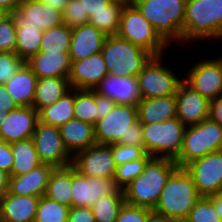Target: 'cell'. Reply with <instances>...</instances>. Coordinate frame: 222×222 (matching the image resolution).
<instances>
[{
	"label": "cell",
	"instance_id": "54",
	"mask_svg": "<svg viewBox=\"0 0 222 222\" xmlns=\"http://www.w3.org/2000/svg\"><path fill=\"white\" fill-rule=\"evenodd\" d=\"M146 222H175V221L152 210L149 213Z\"/></svg>",
	"mask_w": 222,
	"mask_h": 222
},
{
	"label": "cell",
	"instance_id": "25",
	"mask_svg": "<svg viewBox=\"0 0 222 222\" xmlns=\"http://www.w3.org/2000/svg\"><path fill=\"white\" fill-rule=\"evenodd\" d=\"M60 135L68 152L76 153L96 144L94 126L78 119H71L59 127Z\"/></svg>",
	"mask_w": 222,
	"mask_h": 222
},
{
	"label": "cell",
	"instance_id": "28",
	"mask_svg": "<svg viewBox=\"0 0 222 222\" xmlns=\"http://www.w3.org/2000/svg\"><path fill=\"white\" fill-rule=\"evenodd\" d=\"M70 90L68 77L38 78L32 106L39 112L57 102Z\"/></svg>",
	"mask_w": 222,
	"mask_h": 222
},
{
	"label": "cell",
	"instance_id": "3",
	"mask_svg": "<svg viewBox=\"0 0 222 222\" xmlns=\"http://www.w3.org/2000/svg\"><path fill=\"white\" fill-rule=\"evenodd\" d=\"M201 40L222 42V0H186L182 43Z\"/></svg>",
	"mask_w": 222,
	"mask_h": 222
},
{
	"label": "cell",
	"instance_id": "9",
	"mask_svg": "<svg viewBox=\"0 0 222 222\" xmlns=\"http://www.w3.org/2000/svg\"><path fill=\"white\" fill-rule=\"evenodd\" d=\"M218 150H222V126L208 118L186 127L181 153L174 161L178 167H185Z\"/></svg>",
	"mask_w": 222,
	"mask_h": 222
},
{
	"label": "cell",
	"instance_id": "37",
	"mask_svg": "<svg viewBox=\"0 0 222 222\" xmlns=\"http://www.w3.org/2000/svg\"><path fill=\"white\" fill-rule=\"evenodd\" d=\"M70 207L49 199L40 197L34 222H67Z\"/></svg>",
	"mask_w": 222,
	"mask_h": 222
},
{
	"label": "cell",
	"instance_id": "58",
	"mask_svg": "<svg viewBox=\"0 0 222 222\" xmlns=\"http://www.w3.org/2000/svg\"><path fill=\"white\" fill-rule=\"evenodd\" d=\"M5 14L6 12L2 8H0V18H2Z\"/></svg>",
	"mask_w": 222,
	"mask_h": 222
},
{
	"label": "cell",
	"instance_id": "48",
	"mask_svg": "<svg viewBox=\"0 0 222 222\" xmlns=\"http://www.w3.org/2000/svg\"><path fill=\"white\" fill-rule=\"evenodd\" d=\"M209 118L222 126V95L210 101Z\"/></svg>",
	"mask_w": 222,
	"mask_h": 222
},
{
	"label": "cell",
	"instance_id": "12",
	"mask_svg": "<svg viewBox=\"0 0 222 222\" xmlns=\"http://www.w3.org/2000/svg\"><path fill=\"white\" fill-rule=\"evenodd\" d=\"M189 64L183 80L209 101L222 95V64L215 55ZM190 69V70H189Z\"/></svg>",
	"mask_w": 222,
	"mask_h": 222
},
{
	"label": "cell",
	"instance_id": "1",
	"mask_svg": "<svg viewBox=\"0 0 222 222\" xmlns=\"http://www.w3.org/2000/svg\"><path fill=\"white\" fill-rule=\"evenodd\" d=\"M97 144L144 146L142 124L137 105L116 104L112 111L94 125Z\"/></svg>",
	"mask_w": 222,
	"mask_h": 222
},
{
	"label": "cell",
	"instance_id": "8",
	"mask_svg": "<svg viewBox=\"0 0 222 222\" xmlns=\"http://www.w3.org/2000/svg\"><path fill=\"white\" fill-rule=\"evenodd\" d=\"M117 36L141 47L153 56L164 55L167 47L170 48L132 3L124 5Z\"/></svg>",
	"mask_w": 222,
	"mask_h": 222
},
{
	"label": "cell",
	"instance_id": "16",
	"mask_svg": "<svg viewBox=\"0 0 222 222\" xmlns=\"http://www.w3.org/2000/svg\"><path fill=\"white\" fill-rule=\"evenodd\" d=\"M11 14L16 27H40L44 31L63 25L62 12L39 0H22Z\"/></svg>",
	"mask_w": 222,
	"mask_h": 222
},
{
	"label": "cell",
	"instance_id": "40",
	"mask_svg": "<svg viewBox=\"0 0 222 222\" xmlns=\"http://www.w3.org/2000/svg\"><path fill=\"white\" fill-rule=\"evenodd\" d=\"M16 25L11 13L0 18V52H15Z\"/></svg>",
	"mask_w": 222,
	"mask_h": 222
},
{
	"label": "cell",
	"instance_id": "13",
	"mask_svg": "<svg viewBox=\"0 0 222 222\" xmlns=\"http://www.w3.org/2000/svg\"><path fill=\"white\" fill-rule=\"evenodd\" d=\"M32 139L42 164L54 168L72 164L73 156L65 147L58 127L38 121Z\"/></svg>",
	"mask_w": 222,
	"mask_h": 222
},
{
	"label": "cell",
	"instance_id": "39",
	"mask_svg": "<svg viewBox=\"0 0 222 222\" xmlns=\"http://www.w3.org/2000/svg\"><path fill=\"white\" fill-rule=\"evenodd\" d=\"M183 222H222L208 197H200Z\"/></svg>",
	"mask_w": 222,
	"mask_h": 222
},
{
	"label": "cell",
	"instance_id": "11",
	"mask_svg": "<svg viewBox=\"0 0 222 222\" xmlns=\"http://www.w3.org/2000/svg\"><path fill=\"white\" fill-rule=\"evenodd\" d=\"M201 197L222 194V150L198 158L185 166Z\"/></svg>",
	"mask_w": 222,
	"mask_h": 222
},
{
	"label": "cell",
	"instance_id": "7",
	"mask_svg": "<svg viewBox=\"0 0 222 222\" xmlns=\"http://www.w3.org/2000/svg\"><path fill=\"white\" fill-rule=\"evenodd\" d=\"M141 124L147 154L173 160L179 156L186 126L177 117L161 123Z\"/></svg>",
	"mask_w": 222,
	"mask_h": 222
},
{
	"label": "cell",
	"instance_id": "2",
	"mask_svg": "<svg viewBox=\"0 0 222 222\" xmlns=\"http://www.w3.org/2000/svg\"><path fill=\"white\" fill-rule=\"evenodd\" d=\"M177 167L173 159L152 157L143 173L123 189L125 202L153 210L167 179Z\"/></svg>",
	"mask_w": 222,
	"mask_h": 222
},
{
	"label": "cell",
	"instance_id": "17",
	"mask_svg": "<svg viewBox=\"0 0 222 222\" xmlns=\"http://www.w3.org/2000/svg\"><path fill=\"white\" fill-rule=\"evenodd\" d=\"M175 98L176 116L186 127L209 118L210 101L184 80L178 85Z\"/></svg>",
	"mask_w": 222,
	"mask_h": 222
},
{
	"label": "cell",
	"instance_id": "56",
	"mask_svg": "<svg viewBox=\"0 0 222 222\" xmlns=\"http://www.w3.org/2000/svg\"><path fill=\"white\" fill-rule=\"evenodd\" d=\"M7 113H8V108H0V126L3 120L5 119Z\"/></svg>",
	"mask_w": 222,
	"mask_h": 222
},
{
	"label": "cell",
	"instance_id": "10",
	"mask_svg": "<svg viewBox=\"0 0 222 222\" xmlns=\"http://www.w3.org/2000/svg\"><path fill=\"white\" fill-rule=\"evenodd\" d=\"M163 57L153 56L137 75L141 99L176 95L183 76L174 72Z\"/></svg>",
	"mask_w": 222,
	"mask_h": 222
},
{
	"label": "cell",
	"instance_id": "21",
	"mask_svg": "<svg viewBox=\"0 0 222 222\" xmlns=\"http://www.w3.org/2000/svg\"><path fill=\"white\" fill-rule=\"evenodd\" d=\"M106 35L94 25L83 24L72 29L70 61H77L101 52Z\"/></svg>",
	"mask_w": 222,
	"mask_h": 222
},
{
	"label": "cell",
	"instance_id": "53",
	"mask_svg": "<svg viewBox=\"0 0 222 222\" xmlns=\"http://www.w3.org/2000/svg\"><path fill=\"white\" fill-rule=\"evenodd\" d=\"M215 208L220 220L222 221V194H217L208 197Z\"/></svg>",
	"mask_w": 222,
	"mask_h": 222
},
{
	"label": "cell",
	"instance_id": "24",
	"mask_svg": "<svg viewBox=\"0 0 222 222\" xmlns=\"http://www.w3.org/2000/svg\"><path fill=\"white\" fill-rule=\"evenodd\" d=\"M38 78L69 77V52H39L25 62Z\"/></svg>",
	"mask_w": 222,
	"mask_h": 222
},
{
	"label": "cell",
	"instance_id": "38",
	"mask_svg": "<svg viewBox=\"0 0 222 222\" xmlns=\"http://www.w3.org/2000/svg\"><path fill=\"white\" fill-rule=\"evenodd\" d=\"M152 158L147 154L144 158H138L116 166L114 181L120 190H123L130 182L143 173L145 165Z\"/></svg>",
	"mask_w": 222,
	"mask_h": 222
},
{
	"label": "cell",
	"instance_id": "15",
	"mask_svg": "<svg viewBox=\"0 0 222 222\" xmlns=\"http://www.w3.org/2000/svg\"><path fill=\"white\" fill-rule=\"evenodd\" d=\"M72 165L81 174L94 178H113L116 163L111 154V144H94L76 153Z\"/></svg>",
	"mask_w": 222,
	"mask_h": 222
},
{
	"label": "cell",
	"instance_id": "5",
	"mask_svg": "<svg viewBox=\"0 0 222 222\" xmlns=\"http://www.w3.org/2000/svg\"><path fill=\"white\" fill-rule=\"evenodd\" d=\"M131 3L169 46L173 42L182 43L186 0H135Z\"/></svg>",
	"mask_w": 222,
	"mask_h": 222
},
{
	"label": "cell",
	"instance_id": "47",
	"mask_svg": "<svg viewBox=\"0 0 222 222\" xmlns=\"http://www.w3.org/2000/svg\"><path fill=\"white\" fill-rule=\"evenodd\" d=\"M115 105L116 103L112 99L96 92L97 121L111 112Z\"/></svg>",
	"mask_w": 222,
	"mask_h": 222
},
{
	"label": "cell",
	"instance_id": "55",
	"mask_svg": "<svg viewBox=\"0 0 222 222\" xmlns=\"http://www.w3.org/2000/svg\"><path fill=\"white\" fill-rule=\"evenodd\" d=\"M51 7L63 12L68 0H39Z\"/></svg>",
	"mask_w": 222,
	"mask_h": 222
},
{
	"label": "cell",
	"instance_id": "18",
	"mask_svg": "<svg viewBox=\"0 0 222 222\" xmlns=\"http://www.w3.org/2000/svg\"><path fill=\"white\" fill-rule=\"evenodd\" d=\"M39 121L38 111L33 107L18 106L8 112L0 126V140L9 144L32 138Z\"/></svg>",
	"mask_w": 222,
	"mask_h": 222
},
{
	"label": "cell",
	"instance_id": "41",
	"mask_svg": "<svg viewBox=\"0 0 222 222\" xmlns=\"http://www.w3.org/2000/svg\"><path fill=\"white\" fill-rule=\"evenodd\" d=\"M62 14L63 24L71 29L89 22V16L84 13V7L80 0H68Z\"/></svg>",
	"mask_w": 222,
	"mask_h": 222
},
{
	"label": "cell",
	"instance_id": "59",
	"mask_svg": "<svg viewBox=\"0 0 222 222\" xmlns=\"http://www.w3.org/2000/svg\"><path fill=\"white\" fill-rule=\"evenodd\" d=\"M218 59L221 61V64H222V55L219 56Z\"/></svg>",
	"mask_w": 222,
	"mask_h": 222
},
{
	"label": "cell",
	"instance_id": "14",
	"mask_svg": "<svg viewBox=\"0 0 222 222\" xmlns=\"http://www.w3.org/2000/svg\"><path fill=\"white\" fill-rule=\"evenodd\" d=\"M123 194L113 178L81 175L72 165V207H92L103 196Z\"/></svg>",
	"mask_w": 222,
	"mask_h": 222
},
{
	"label": "cell",
	"instance_id": "26",
	"mask_svg": "<svg viewBox=\"0 0 222 222\" xmlns=\"http://www.w3.org/2000/svg\"><path fill=\"white\" fill-rule=\"evenodd\" d=\"M137 115L140 123H161L177 117L175 95L141 99Z\"/></svg>",
	"mask_w": 222,
	"mask_h": 222
},
{
	"label": "cell",
	"instance_id": "30",
	"mask_svg": "<svg viewBox=\"0 0 222 222\" xmlns=\"http://www.w3.org/2000/svg\"><path fill=\"white\" fill-rule=\"evenodd\" d=\"M13 165L9 176H20L29 173L41 165L33 139L21 140L10 144Z\"/></svg>",
	"mask_w": 222,
	"mask_h": 222
},
{
	"label": "cell",
	"instance_id": "36",
	"mask_svg": "<svg viewBox=\"0 0 222 222\" xmlns=\"http://www.w3.org/2000/svg\"><path fill=\"white\" fill-rule=\"evenodd\" d=\"M124 203V194L103 196L91 207L95 222H115Z\"/></svg>",
	"mask_w": 222,
	"mask_h": 222
},
{
	"label": "cell",
	"instance_id": "27",
	"mask_svg": "<svg viewBox=\"0 0 222 222\" xmlns=\"http://www.w3.org/2000/svg\"><path fill=\"white\" fill-rule=\"evenodd\" d=\"M37 80L36 74L24 63L4 85L18 106L30 107L33 104Z\"/></svg>",
	"mask_w": 222,
	"mask_h": 222
},
{
	"label": "cell",
	"instance_id": "31",
	"mask_svg": "<svg viewBox=\"0 0 222 222\" xmlns=\"http://www.w3.org/2000/svg\"><path fill=\"white\" fill-rule=\"evenodd\" d=\"M74 89H71L54 104L38 112L39 122L60 127L74 118Z\"/></svg>",
	"mask_w": 222,
	"mask_h": 222
},
{
	"label": "cell",
	"instance_id": "43",
	"mask_svg": "<svg viewBox=\"0 0 222 222\" xmlns=\"http://www.w3.org/2000/svg\"><path fill=\"white\" fill-rule=\"evenodd\" d=\"M24 63L15 52H0V84L13 78Z\"/></svg>",
	"mask_w": 222,
	"mask_h": 222
},
{
	"label": "cell",
	"instance_id": "32",
	"mask_svg": "<svg viewBox=\"0 0 222 222\" xmlns=\"http://www.w3.org/2000/svg\"><path fill=\"white\" fill-rule=\"evenodd\" d=\"M43 31L40 27H16L15 53L24 62L40 51Z\"/></svg>",
	"mask_w": 222,
	"mask_h": 222
},
{
	"label": "cell",
	"instance_id": "35",
	"mask_svg": "<svg viewBox=\"0 0 222 222\" xmlns=\"http://www.w3.org/2000/svg\"><path fill=\"white\" fill-rule=\"evenodd\" d=\"M72 29L66 25L43 31L39 52H69Z\"/></svg>",
	"mask_w": 222,
	"mask_h": 222
},
{
	"label": "cell",
	"instance_id": "57",
	"mask_svg": "<svg viewBox=\"0 0 222 222\" xmlns=\"http://www.w3.org/2000/svg\"><path fill=\"white\" fill-rule=\"evenodd\" d=\"M110 3H121V4H128L129 0H107Z\"/></svg>",
	"mask_w": 222,
	"mask_h": 222
},
{
	"label": "cell",
	"instance_id": "44",
	"mask_svg": "<svg viewBox=\"0 0 222 222\" xmlns=\"http://www.w3.org/2000/svg\"><path fill=\"white\" fill-rule=\"evenodd\" d=\"M151 211L152 209L131 205L125 202L115 222H146Z\"/></svg>",
	"mask_w": 222,
	"mask_h": 222
},
{
	"label": "cell",
	"instance_id": "4",
	"mask_svg": "<svg viewBox=\"0 0 222 222\" xmlns=\"http://www.w3.org/2000/svg\"><path fill=\"white\" fill-rule=\"evenodd\" d=\"M200 197L190 173L185 167H177L167 179L153 211L183 222Z\"/></svg>",
	"mask_w": 222,
	"mask_h": 222
},
{
	"label": "cell",
	"instance_id": "20",
	"mask_svg": "<svg viewBox=\"0 0 222 222\" xmlns=\"http://www.w3.org/2000/svg\"><path fill=\"white\" fill-rule=\"evenodd\" d=\"M95 91L116 104L137 105L141 100L137 76L116 77L107 74Z\"/></svg>",
	"mask_w": 222,
	"mask_h": 222
},
{
	"label": "cell",
	"instance_id": "52",
	"mask_svg": "<svg viewBox=\"0 0 222 222\" xmlns=\"http://www.w3.org/2000/svg\"><path fill=\"white\" fill-rule=\"evenodd\" d=\"M9 174L0 169V199L8 192Z\"/></svg>",
	"mask_w": 222,
	"mask_h": 222
},
{
	"label": "cell",
	"instance_id": "23",
	"mask_svg": "<svg viewBox=\"0 0 222 222\" xmlns=\"http://www.w3.org/2000/svg\"><path fill=\"white\" fill-rule=\"evenodd\" d=\"M54 169L48 164H41L29 173L20 176H9L8 192L20 196L45 194L50 174Z\"/></svg>",
	"mask_w": 222,
	"mask_h": 222
},
{
	"label": "cell",
	"instance_id": "42",
	"mask_svg": "<svg viewBox=\"0 0 222 222\" xmlns=\"http://www.w3.org/2000/svg\"><path fill=\"white\" fill-rule=\"evenodd\" d=\"M111 154L116 165L131 162L138 158H144L147 152L144 146L111 144Z\"/></svg>",
	"mask_w": 222,
	"mask_h": 222
},
{
	"label": "cell",
	"instance_id": "51",
	"mask_svg": "<svg viewBox=\"0 0 222 222\" xmlns=\"http://www.w3.org/2000/svg\"><path fill=\"white\" fill-rule=\"evenodd\" d=\"M22 0H0V8L6 13H12L16 8H19Z\"/></svg>",
	"mask_w": 222,
	"mask_h": 222
},
{
	"label": "cell",
	"instance_id": "19",
	"mask_svg": "<svg viewBox=\"0 0 222 222\" xmlns=\"http://www.w3.org/2000/svg\"><path fill=\"white\" fill-rule=\"evenodd\" d=\"M108 74L101 52L71 62L69 84L71 89L95 90Z\"/></svg>",
	"mask_w": 222,
	"mask_h": 222
},
{
	"label": "cell",
	"instance_id": "50",
	"mask_svg": "<svg viewBox=\"0 0 222 222\" xmlns=\"http://www.w3.org/2000/svg\"><path fill=\"white\" fill-rule=\"evenodd\" d=\"M18 104L11 98L4 84H0V108H8V112L16 109Z\"/></svg>",
	"mask_w": 222,
	"mask_h": 222
},
{
	"label": "cell",
	"instance_id": "33",
	"mask_svg": "<svg viewBox=\"0 0 222 222\" xmlns=\"http://www.w3.org/2000/svg\"><path fill=\"white\" fill-rule=\"evenodd\" d=\"M125 4L108 3L105 9L99 10L89 18V24L94 25L106 36L117 35L121 13Z\"/></svg>",
	"mask_w": 222,
	"mask_h": 222
},
{
	"label": "cell",
	"instance_id": "46",
	"mask_svg": "<svg viewBox=\"0 0 222 222\" xmlns=\"http://www.w3.org/2000/svg\"><path fill=\"white\" fill-rule=\"evenodd\" d=\"M13 165V155L10 144L0 140V169L4 170L9 175L11 174Z\"/></svg>",
	"mask_w": 222,
	"mask_h": 222
},
{
	"label": "cell",
	"instance_id": "6",
	"mask_svg": "<svg viewBox=\"0 0 222 222\" xmlns=\"http://www.w3.org/2000/svg\"><path fill=\"white\" fill-rule=\"evenodd\" d=\"M101 53L108 74L116 77L137 76L153 57L146 50L117 35L106 37Z\"/></svg>",
	"mask_w": 222,
	"mask_h": 222
},
{
	"label": "cell",
	"instance_id": "22",
	"mask_svg": "<svg viewBox=\"0 0 222 222\" xmlns=\"http://www.w3.org/2000/svg\"><path fill=\"white\" fill-rule=\"evenodd\" d=\"M40 197L7 192L0 199L1 222H34Z\"/></svg>",
	"mask_w": 222,
	"mask_h": 222
},
{
	"label": "cell",
	"instance_id": "49",
	"mask_svg": "<svg viewBox=\"0 0 222 222\" xmlns=\"http://www.w3.org/2000/svg\"><path fill=\"white\" fill-rule=\"evenodd\" d=\"M84 7V13H87L89 18L99 10L105 9L109 3L107 0H80Z\"/></svg>",
	"mask_w": 222,
	"mask_h": 222
},
{
	"label": "cell",
	"instance_id": "34",
	"mask_svg": "<svg viewBox=\"0 0 222 222\" xmlns=\"http://www.w3.org/2000/svg\"><path fill=\"white\" fill-rule=\"evenodd\" d=\"M96 91L74 89V118L92 124L97 122Z\"/></svg>",
	"mask_w": 222,
	"mask_h": 222
},
{
	"label": "cell",
	"instance_id": "45",
	"mask_svg": "<svg viewBox=\"0 0 222 222\" xmlns=\"http://www.w3.org/2000/svg\"><path fill=\"white\" fill-rule=\"evenodd\" d=\"M67 222H95L91 207H71Z\"/></svg>",
	"mask_w": 222,
	"mask_h": 222
},
{
	"label": "cell",
	"instance_id": "29",
	"mask_svg": "<svg viewBox=\"0 0 222 222\" xmlns=\"http://www.w3.org/2000/svg\"><path fill=\"white\" fill-rule=\"evenodd\" d=\"M44 196L72 207V164L52 170Z\"/></svg>",
	"mask_w": 222,
	"mask_h": 222
}]
</instances>
